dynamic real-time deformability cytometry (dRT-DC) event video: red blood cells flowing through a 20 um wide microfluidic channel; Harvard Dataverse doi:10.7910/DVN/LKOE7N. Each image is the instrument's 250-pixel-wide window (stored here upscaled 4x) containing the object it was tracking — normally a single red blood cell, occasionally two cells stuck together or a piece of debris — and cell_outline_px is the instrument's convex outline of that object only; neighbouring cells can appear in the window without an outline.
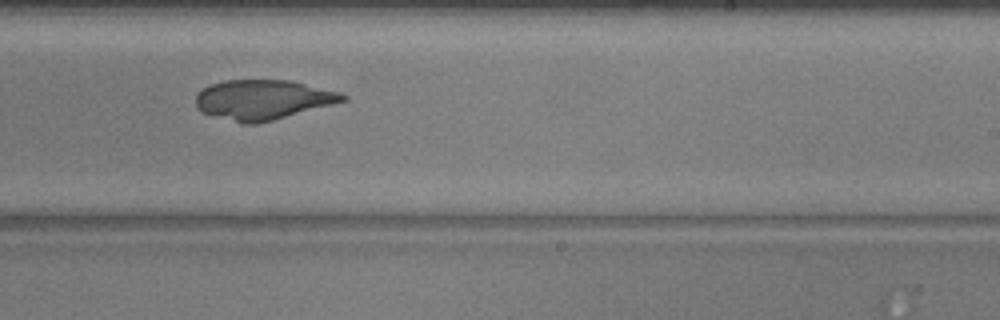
{"species": "common noctule bat (a hibernating species)", "species_latin": "Nyctalus noctula", "temperature_condition": "warm", "stored_images_in_passage": 39, "camera_frame_rate_fps": 3000, "um_per_image_px": 0.085, "animal": {"sex": "male", "body_mass_g": 20.5, "forearm_length_mm": 52.5}, "frame": {"image": 1, "passage_image": 18, "time_ms": 5.667, "image_size_px": [1000, 320], "cell_outline_px": [[348, 100], [272, 120], [256, 124], [244, 124], [216, 116], [204, 112], [196, 104], [196, 92], [212, 84], [224, 80], [288, 80], [340, 92], [348, 96]], "centroid_in_image_um": [22.36, 8.46], "position_along_channel_um": 266.6, "area_um2": 33.64}}
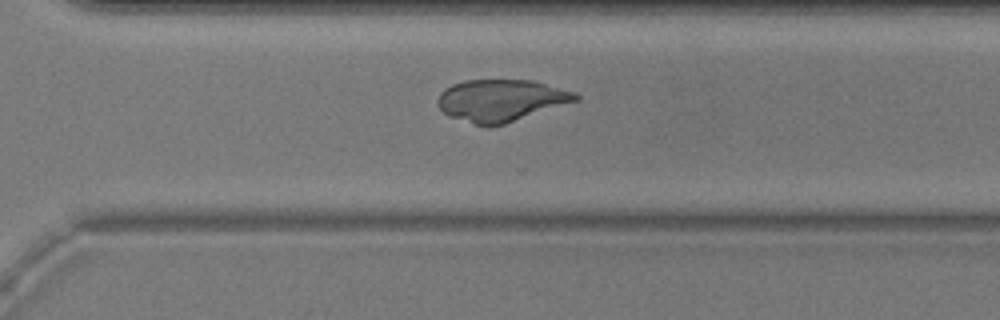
{"frame": {"image": 2, "passage_image": 23, "time_ms": 7.333, "image_size_px": [1000, 320], "cell_outline_px": [[580, 100], [504, 124], [488, 128], [484, 128], [448, 116], [436, 104], [436, 100], [440, 92], [444, 88], [452, 84], [464, 80], [532, 80], [576, 92], [580, 96]], "centroid_in_image_um": [42.56, 8.55], "position_along_channel_um": 328.0, "area_um2": 34.22}}
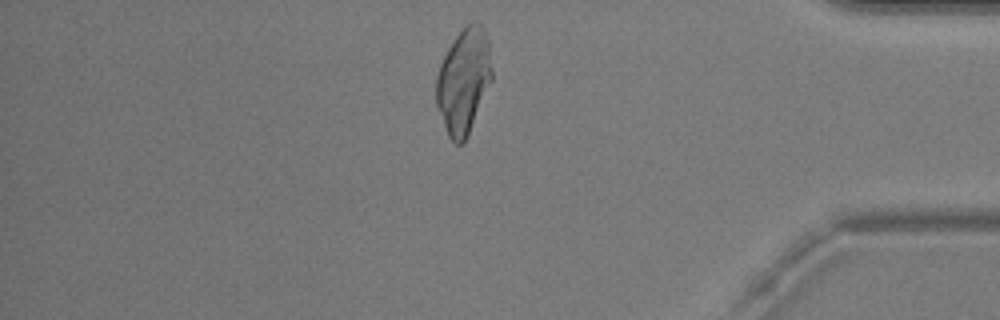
{"frame": {"image": 3, "passage_image": 31, "time_ms": 10.0, "image_size_px": [1000, 320], "cell_outline_px": [[492, 80], [468, 136], [464, 144], [456, 144], [448, 136], [436, 104], [436, 76], [440, 64], [452, 40], [468, 24], [480, 24], [484, 28], [488, 40], [492, 68]], "centroid_in_image_um": [39.41, 6.92], "position_along_channel_um": 395.8, "area_um2": 33.99}}